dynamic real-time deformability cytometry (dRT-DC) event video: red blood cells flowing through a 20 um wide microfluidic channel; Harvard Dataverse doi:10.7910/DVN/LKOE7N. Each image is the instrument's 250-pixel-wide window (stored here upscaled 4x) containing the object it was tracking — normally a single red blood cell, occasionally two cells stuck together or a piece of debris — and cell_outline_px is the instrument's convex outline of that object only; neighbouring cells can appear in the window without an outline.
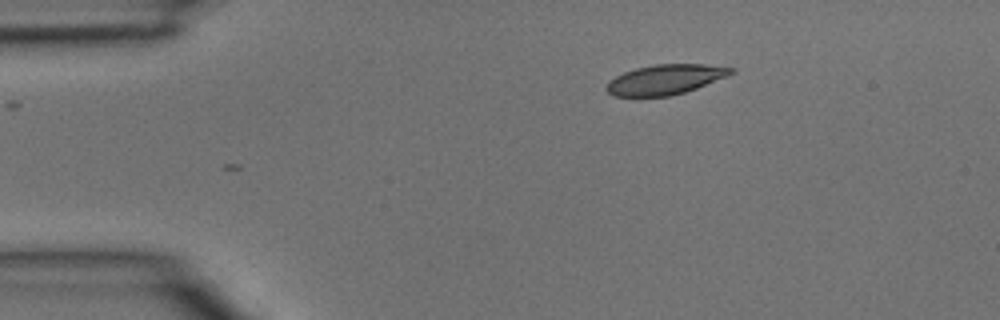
{"species": "common noctule bat (a hibernating species)", "species_latin": "Nyctalus noctula", "temperature_condition": "room temperature", "stored_images_in_passage": 2, "camera_frame_rate_fps": 3000, "um_per_image_px": 0.085, "animal": {"sex": "male", "body_mass_g": 15.6}, "frame": {"image": 1, "passage_image": 1, "time_ms": 0.0, "image_size_px": [1000, 320], "cell_outline_px": [[736, 72], [728, 76], [696, 88], [684, 92], [668, 96], [612, 96], [604, 88], [608, 80], [624, 72], [636, 68], [656, 64], [704, 64], [736, 68]], "centroid_in_image_um": [56.55, 6.75], "position_along_channel_um": 28.5, "area_um2": 21.79}}